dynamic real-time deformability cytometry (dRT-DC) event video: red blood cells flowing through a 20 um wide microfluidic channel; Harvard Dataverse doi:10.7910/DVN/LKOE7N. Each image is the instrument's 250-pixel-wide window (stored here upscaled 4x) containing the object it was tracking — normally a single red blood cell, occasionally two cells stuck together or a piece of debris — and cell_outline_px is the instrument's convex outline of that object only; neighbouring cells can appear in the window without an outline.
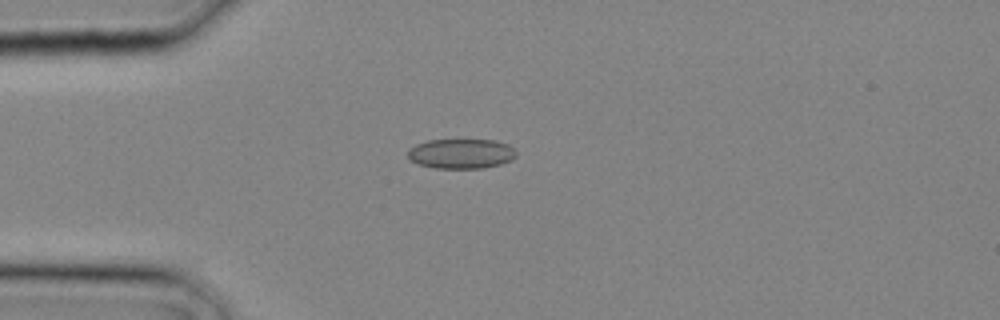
{"species": "common noctule bat (a hibernating species)", "species_latin": "Nyctalus noctula", "temperature_condition": "cold", "stored_images_in_passage": 2, "camera_frame_rate_fps": 3000, "um_per_image_px": 0.085, "animal": {"sex": "male", "body_mass_g": 20.4}, "frame": {"image": 1, "passage_image": 2, "time_ms": 0.333, "image_size_px": [1000, 320], "cell_outline_px": [[516, 156], [512, 160], [500, 164], [480, 168], [436, 168], [416, 164], [408, 156], [408, 152], [416, 144], [428, 140], [496, 140], [508, 144], [516, 152]], "centroid_in_image_um": [39.21, 13.06], "position_along_channel_um": 45.8, "area_um2": 18.73}}